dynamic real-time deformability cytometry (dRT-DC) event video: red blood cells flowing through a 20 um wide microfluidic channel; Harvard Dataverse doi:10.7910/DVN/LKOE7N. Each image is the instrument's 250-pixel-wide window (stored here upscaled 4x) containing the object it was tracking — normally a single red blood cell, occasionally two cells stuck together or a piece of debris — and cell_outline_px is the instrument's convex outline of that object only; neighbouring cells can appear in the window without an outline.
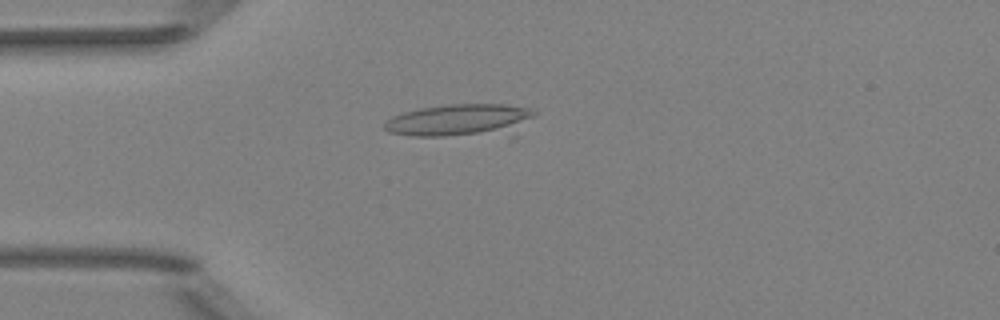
{"species": "Egyptian fruit bat (a non-hibernating species)", "species_latin": "Rousettus aegyptiacus", "temperature_condition": "room temperature", "stored_images_in_passage": 50, "camera_frame_rate_fps": 3000, "um_per_image_px": 0.085, "animal": {"sex": "female"}, "frame": {"image": 1, "passage_image": 13, "time_ms": 4.0, "image_size_px": [1000, 320], "cell_outline_px": [[536, 116], [508, 128], [444, 136], [412, 136], [388, 132], [384, 128], [384, 124], [392, 116], [404, 112], [420, 108], [448, 104], [508, 104], [528, 108], [536, 112]], "centroid_in_image_um": [38.87, 10.15], "position_along_channel_um": 46.1, "area_um2": 26.41}}
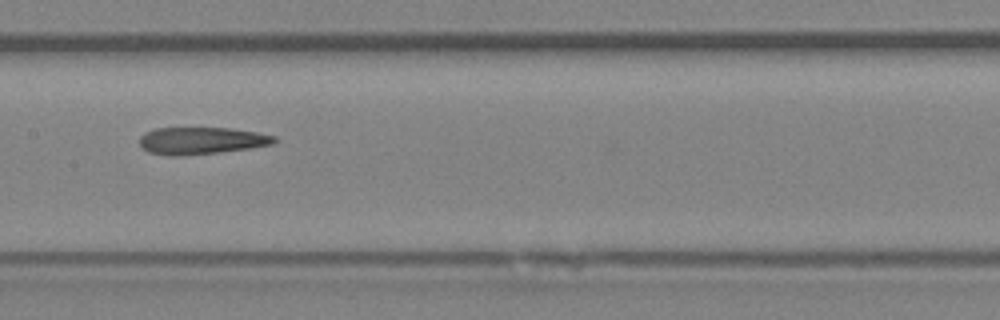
{"frame": {"image": 2, "passage_image": 25, "time_ms": 8.0, "image_size_px": [1000, 320], "cell_outline_px": [[276, 140], [272, 144], [248, 148], [220, 152], [180, 156], [172, 156], [148, 152], [140, 144], [140, 136], [144, 132], [156, 128], [228, 128], [256, 132], [276, 136]], "centroid_in_image_um": [17.09, 11.95], "position_along_channel_um": 190.3, "area_um2": 21.15}}
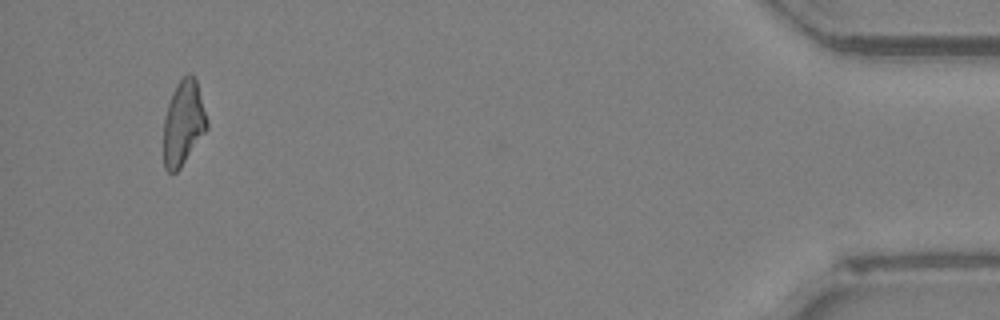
{"frame": {"image": 3, "passage_image": 48, "time_ms": 15.667, "image_size_px": [1000, 320], "cell_outline_px": [[208, 128], [180, 168], [176, 172], [168, 172], [164, 168], [164, 120], [168, 104], [172, 92], [176, 84], [188, 72], [192, 72], [196, 80], [208, 120]], "centroid_in_image_um": [15.59, 10.43], "position_along_channel_um": 419.6, "area_um2": 21.39}}